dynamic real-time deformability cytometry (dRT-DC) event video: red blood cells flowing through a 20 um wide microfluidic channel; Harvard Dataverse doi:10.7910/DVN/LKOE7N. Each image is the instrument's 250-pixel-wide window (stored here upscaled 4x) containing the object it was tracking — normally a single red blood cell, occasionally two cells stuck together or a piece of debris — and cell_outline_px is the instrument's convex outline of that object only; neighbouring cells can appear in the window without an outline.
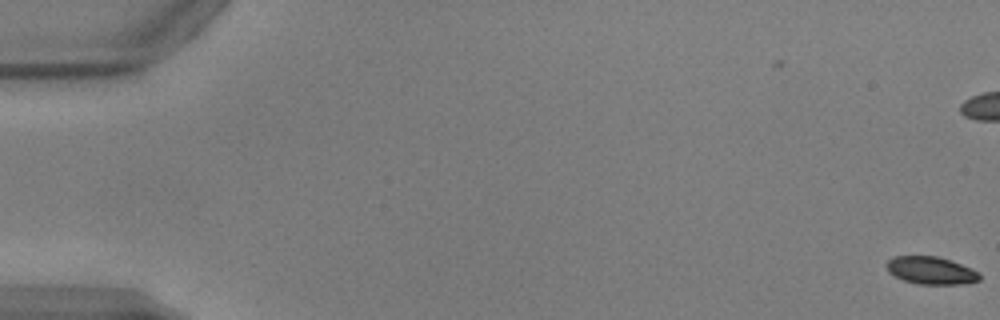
{"species": "common noctule bat (a hibernating species)", "species_latin": "Nyctalus noctula", "temperature_condition": "warm", "stored_images_in_passage": 4, "camera_frame_rate_fps": 3000, "um_per_image_px": 0.085, "animal": {"sex": "male", "body_mass_g": 17.9, "forearm_length_mm": 54.2}, "frame": {"image": 1, "passage_image": 4, "time_ms": 1.0, "image_size_px": [1000, 320], "cell_outline_px": [[980, 280], [964, 284], [916, 284], [904, 280], [888, 272], [888, 260], [896, 256], [936, 256], [972, 268], [980, 272]], "centroid_in_image_um": [79.17, 23.0], "position_along_channel_um": 5.8, "area_um2": 14.8}}